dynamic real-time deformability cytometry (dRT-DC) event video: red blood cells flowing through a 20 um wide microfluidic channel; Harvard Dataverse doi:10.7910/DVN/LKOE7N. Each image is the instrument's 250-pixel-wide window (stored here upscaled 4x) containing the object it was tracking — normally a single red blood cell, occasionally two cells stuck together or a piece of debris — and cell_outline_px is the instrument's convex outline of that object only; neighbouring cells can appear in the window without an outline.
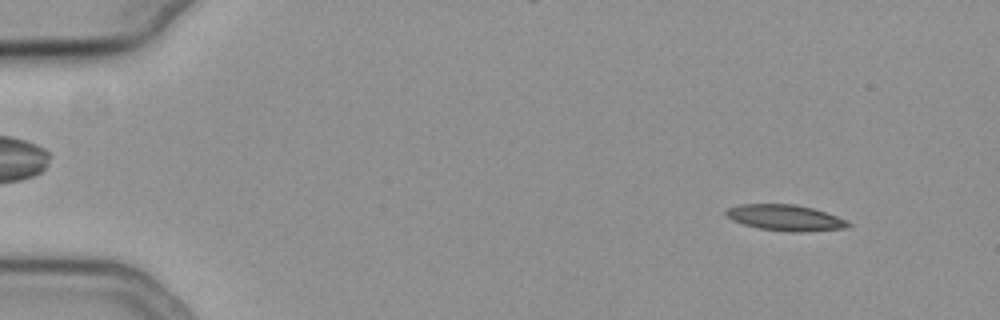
{"species": "common noctule bat (a hibernating species)", "species_latin": "Nyctalus noctula", "temperature_condition": "cold", "stored_images_in_passage": 11, "camera_frame_rate_fps": 3000, "um_per_image_px": 0.085, "animal": {"sex": "female", "body_mass_g": 19.3, "forearm_length_mm": 54.1}, "frame": {"image": 1, "passage_image": 6, "time_ms": 1.667, "image_size_px": [1000, 320], "cell_outline_px": [[852, 224], [844, 228], [800, 232], [792, 232], [760, 228], [744, 224], [732, 220], [724, 216], [724, 212], [728, 208], [740, 204], [796, 204], [812, 208], [836, 216]], "centroid_in_image_um": [66.69, 18.5], "position_along_channel_um": 18.3, "area_um2": 18.26}}